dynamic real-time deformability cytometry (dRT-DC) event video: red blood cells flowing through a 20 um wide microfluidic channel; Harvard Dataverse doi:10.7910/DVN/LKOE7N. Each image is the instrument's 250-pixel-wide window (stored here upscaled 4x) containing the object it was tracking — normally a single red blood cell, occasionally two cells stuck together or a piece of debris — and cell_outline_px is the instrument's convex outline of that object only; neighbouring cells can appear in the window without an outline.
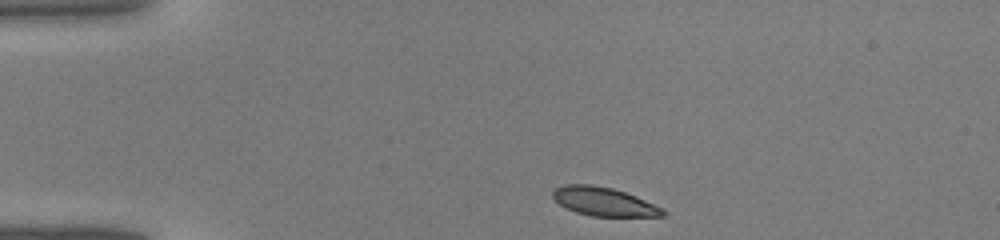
{"species": "common noctule bat (a hibernating species)", "species_latin": "Nyctalus noctula", "temperature_condition": "warm", "stored_images_in_passage": 35, "camera_frame_rate_fps": 3000, "um_per_image_px": 0.085, "animal": {"sex": "male", "body_mass_g": 19.0, "forearm_length_mm": 50.8}, "frame": {"image": 1, "passage_image": 1, "time_ms": 0.0, "image_size_px": [1000, 240], "cell_outline_px": [[664, 216], [592, 216], [576, 212], [560, 204], [552, 196], [552, 188], [564, 184], [592, 184], [612, 188], [624, 192], [664, 208]], "centroid_in_image_um": [51.28, 17.12], "position_along_channel_um": 33.7, "area_um2": 18.21}}
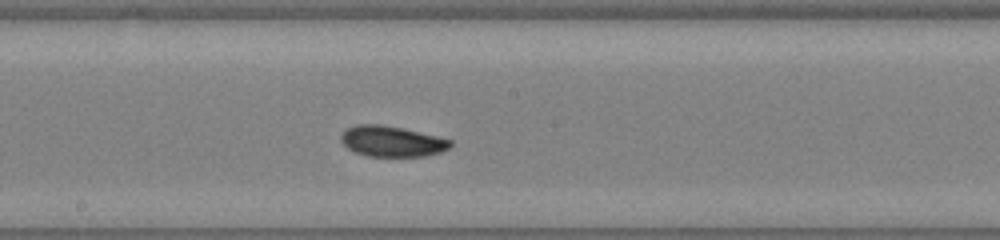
{"frame": {"image": 2, "passage_image": 16, "time_ms": 5.0, "image_size_px": [1000, 240], "cell_outline_px": [[452, 144], [448, 148], [440, 152], [424, 156], [368, 156], [356, 152], [348, 148], [340, 140], [340, 136], [348, 128], [356, 124], [380, 124], [400, 128], [436, 136], [452, 140]], "centroid_in_image_um": [33.29, 12.01], "position_along_channel_um": 214.9, "area_um2": 19.25}}
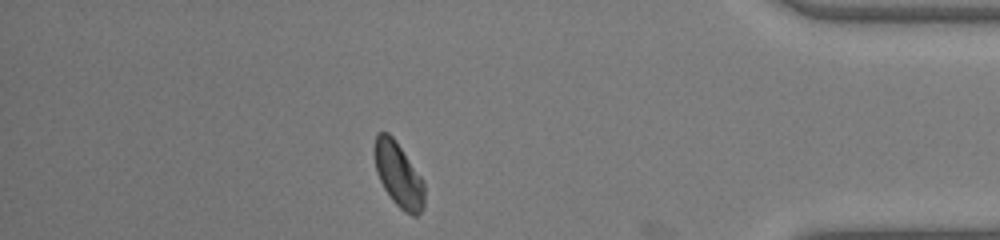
{"frame": {"image": 3, "passage_image": 30, "time_ms": 9.667, "image_size_px": [1000, 240], "cell_outline_px": [[424, 208], [416, 216], [412, 216], [404, 212], [392, 200], [384, 188], [376, 172], [372, 148], [376, 136], [380, 132], [388, 132], [392, 136], [420, 176], [424, 184]], "centroid_in_image_um": [33.84, 14.87], "position_along_channel_um": 401.4, "area_um2": 18.73}}